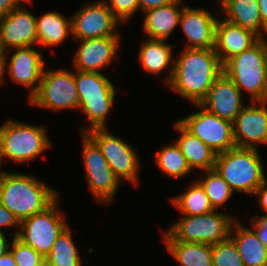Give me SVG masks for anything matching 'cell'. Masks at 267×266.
Masks as SVG:
<instances>
[{
  "label": "cell",
  "mask_w": 267,
  "mask_h": 266,
  "mask_svg": "<svg viewBox=\"0 0 267 266\" xmlns=\"http://www.w3.org/2000/svg\"><path fill=\"white\" fill-rule=\"evenodd\" d=\"M171 65L168 86L195 105L206 98L214 80L223 73L214 49L187 48Z\"/></svg>",
  "instance_id": "1"
},
{
  "label": "cell",
  "mask_w": 267,
  "mask_h": 266,
  "mask_svg": "<svg viewBox=\"0 0 267 266\" xmlns=\"http://www.w3.org/2000/svg\"><path fill=\"white\" fill-rule=\"evenodd\" d=\"M58 195L33 176L0 172V202L19 221L43 212L59 198Z\"/></svg>",
  "instance_id": "2"
},
{
  "label": "cell",
  "mask_w": 267,
  "mask_h": 266,
  "mask_svg": "<svg viewBox=\"0 0 267 266\" xmlns=\"http://www.w3.org/2000/svg\"><path fill=\"white\" fill-rule=\"evenodd\" d=\"M225 73L242 92L251 94V101H267V41L260 38L246 51L223 65Z\"/></svg>",
  "instance_id": "3"
},
{
  "label": "cell",
  "mask_w": 267,
  "mask_h": 266,
  "mask_svg": "<svg viewBox=\"0 0 267 266\" xmlns=\"http://www.w3.org/2000/svg\"><path fill=\"white\" fill-rule=\"evenodd\" d=\"M214 169L232 191L251 195L266 179L257 149L235 146L217 154Z\"/></svg>",
  "instance_id": "4"
},
{
  "label": "cell",
  "mask_w": 267,
  "mask_h": 266,
  "mask_svg": "<svg viewBox=\"0 0 267 266\" xmlns=\"http://www.w3.org/2000/svg\"><path fill=\"white\" fill-rule=\"evenodd\" d=\"M233 218L216 210L197 216L185 215L164 233V241L214 245L230 237Z\"/></svg>",
  "instance_id": "5"
},
{
  "label": "cell",
  "mask_w": 267,
  "mask_h": 266,
  "mask_svg": "<svg viewBox=\"0 0 267 266\" xmlns=\"http://www.w3.org/2000/svg\"><path fill=\"white\" fill-rule=\"evenodd\" d=\"M74 80L79 96V108L91 122L90 130L105 127V117L115 97V89L109 79L100 72L75 71Z\"/></svg>",
  "instance_id": "6"
},
{
  "label": "cell",
  "mask_w": 267,
  "mask_h": 266,
  "mask_svg": "<svg viewBox=\"0 0 267 266\" xmlns=\"http://www.w3.org/2000/svg\"><path fill=\"white\" fill-rule=\"evenodd\" d=\"M0 127V164L6 157L17 162L30 161L50 147L45 127L7 120Z\"/></svg>",
  "instance_id": "7"
},
{
  "label": "cell",
  "mask_w": 267,
  "mask_h": 266,
  "mask_svg": "<svg viewBox=\"0 0 267 266\" xmlns=\"http://www.w3.org/2000/svg\"><path fill=\"white\" fill-rule=\"evenodd\" d=\"M58 201L43 212L21 220L19 230L14 235L44 257L50 252L57 237L68 227L57 209Z\"/></svg>",
  "instance_id": "8"
},
{
  "label": "cell",
  "mask_w": 267,
  "mask_h": 266,
  "mask_svg": "<svg viewBox=\"0 0 267 266\" xmlns=\"http://www.w3.org/2000/svg\"><path fill=\"white\" fill-rule=\"evenodd\" d=\"M28 100L37 107L58 111L79 108L74 72L63 68L56 71L43 70L39 88Z\"/></svg>",
  "instance_id": "9"
},
{
  "label": "cell",
  "mask_w": 267,
  "mask_h": 266,
  "mask_svg": "<svg viewBox=\"0 0 267 266\" xmlns=\"http://www.w3.org/2000/svg\"><path fill=\"white\" fill-rule=\"evenodd\" d=\"M87 133L100 147L101 152L108 162L115 176L120 179L138 183L139 156L126 141L110 134L106 128L86 130Z\"/></svg>",
  "instance_id": "10"
},
{
  "label": "cell",
  "mask_w": 267,
  "mask_h": 266,
  "mask_svg": "<svg viewBox=\"0 0 267 266\" xmlns=\"http://www.w3.org/2000/svg\"><path fill=\"white\" fill-rule=\"evenodd\" d=\"M196 106L201 109L199 112L178 121L216 154L235 147L233 123L208 112L200 104Z\"/></svg>",
  "instance_id": "11"
},
{
  "label": "cell",
  "mask_w": 267,
  "mask_h": 266,
  "mask_svg": "<svg viewBox=\"0 0 267 266\" xmlns=\"http://www.w3.org/2000/svg\"><path fill=\"white\" fill-rule=\"evenodd\" d=\"M72 38L86 40L106 36H119L115 31L120 21L109 9L105 0L84 5L73 17Z\"/></svg>",
  "instance_id": "12"
},
{
  "label": "cell",
  "mask_w": 267,
  "mask_h": 266,
  "mask_svg": "<svg viewBox=\"0 0 267 266\" xmlns=\"http://www.w3.org/2000/svg\"><path fill=\"white\" fill-rule=\"evenodd\" d=\"M253 101L244 106L233 121V135L237 147L257 149L255 144H267V101Z\"/></svg>",
  "instance_id": "13"
},
{
  "label": "cell",
  "mask_w": 267,
  "mask_h": 266,
  "mask_svg": "<svg viewBox=\"0 0 267 266\" xmlns=\"http://www.w3.org/2000/svg\"><path fill=\"white\" fill-rule=\"evenodd\" d=\"M22 3L8 15L0 17V44L6 49L33 46L37 43L35 15L21 7Z\"/></svg>",
  "instance_id": "14"
},
{
  "label": "cell",
  "mask_w": 267,
  "mask_h": 266,
  "mask_svg": "<svg viewBox=\"0 0 267 266\" xmlns=\"http://www.w3.org/2000/svg\"><path fill=\"white\" fill-rule=\"evenodd\" d=\"M200 105L208 112L232 123L244 107L242 93L225 73L214 80Z\"/></svg>",
  "instance_id": "15"
},
{
  "label": "cell",
  "mask_w": 267,
  "mask_h": 266,
  "mask_svg": "<svg viewBox=\"0 0 267 266\" xmlns=\"http://www.w3.org/2000/svg\"><path fill=\"white\" fill-rule=\"evenodd\" d=\"M119 39V36H106L80 40V46L73 59L75 69L80 72L98 73V70L114 59Z\"/></svg>",
  "instance_id": "16"
},
{
  "label": "cell",
  "mask_w": 267,
  "mask_h": 266,
  "mask_svg": "<svg viewBox=\"0 0 267 266\" xmlns=\"http://www.w3.org/2000/svg\"><path fill=\"white\" fill-rule=\"evenodd\" d=\"M217 20L205 9L183 6L179 24L190 42L187 48L214 49Z\"/></svg>",
  "instance_id": "17"
},
{
  "label": "cell",
  "mask_w": 267,
  "mask_h": 266,
  "mask_svg": "<svg viewBox=\"0 0 267 266\" xmlns=\"http://www.w3.org/2000/svg\"><path fill=\"white\" fill-rule=\"evenodd\" d=\"M260 38L252 31L232 24L226 20H217L214 50L224 65L232 57L246 51Z\"/></svg>",
  "instance_id": "18"
},
{
  "label": "cell",
  "mask_w": 267,
  "mask_h": 266,
  "mask_svg": "<svg viewBox=\"0 0 267 266\" xmlns=\"http://www.w3.org/2000/svg\"><path fill=\"white\" fill-rule=\"evenodd\" d=\"M15 49L16 52L11 56L7 70L14 82L29 87L30 99L39 88L44 59L32 46Z\"/></svg>",
  "instance_id": "19"
},
{
  "label": "cell",
  "mask_w": 267,
  "mask_h": 266,
  "mask_svg": "<svg viewBox=\"0 0 267 266\" xmlns=\"http://www.w3.org/2000/svg\"><path fill=\"white\" fill-rule=\"evenodd\" d=\"M182 0H174L168 5L146 10V17L143 23L144 32L151 39L167 40L173 29L180 23L183 11L179 7Z\"/></svg>",
  "instance_id": "20"
},
{
  "label": "cell",
  "mask_w": 267,
  "mask_h": 266,
  "mask_svg": "<svg viewBox=\"0 0 267 266\" xmlns=\"http://www.w3.org/2000/svg\"><path fill=\"white\" fill-rule=\"evenodd\" d=\"M221 11L226 15L225 20L252 31L259 38H264L261 32L267 34V30L262 25L258 0H219ZM261 26V27H260Z\"/></svg>",
  "instance_id": "21"
},
{
  "label": "cell",
  "mask_w": 267,
  "mask_h": 266,
  "mask_svg": "<svg viewBox=\"0 0 267 266\" xmlns=\"http://www.w3.org/2000/svg\"><path fill=\"white\" fill-rule=\"evenodd\" d=\"M175 129L181 132V136L176 140V143L191 170L195 168L203 169L204 171L214 169L217 154L198 137L189 132L179 121L175 123Z\"/></svg>",
  "instance_id": "22"
},
{
  "label": "cell",
  "mask_w": 267,
  "mask_h": 266,
  "mask_svg": "<svg viewBox=\"0 0 267 266\" xmlns=\"http://www.w3.org/2000/svg\"><path fill=\"white\" fill-rule=\"evenodd\" d=\"M234 228L235 233H233ZM230 238L236 245L245 266H267V248L259 241L254 230L234 222Z\"/></svg>",
  "instance_id": "23"
},
{
  "label": "cell",
  "mask_w": 267,
  "mask_h": 266,
  "mask_svg": "<svg viewBox=\"0 0 267 266\" xmlns=\"http://www.w3.org/2000/svg\"><path fill=\"white\" fill-rule=\"evenodd\" d=\"M37 43L43 47L55 46L65 40L72 32V21L57 12H48L36 18Z\"/></svg>",
  "instance_id": "24"
},
{
  "label": "cell",
  "mask_w": 267,
  "mask_h": 266,
  "mask_svg": "<svg viewBox=\"0 0 267 266\" xmlns=\"http://www.w3.org/2000/svg\"><path fill=\"white\" fill-rule=\"evenodd\" d=\"M181 266H213L212 245L182 241H164Z\"/></svg>",
  "instance_id": "25"
},
{
  "label": "cell",
  "mask_w": 267,
  "mask_h": 266,
  "mask_svg": "<svg viewBox=\"0 0 267 266\" xmlns=\"http://www.w3.org/2000/svg\"><path fill=\"white\" fill-rule=\"evenodd\" d=\"M171 49V45H167L165 40L149 38L140 47L141 66L149 73L160 74L165 68L171 66L173 59Z\"/></svg>",
  "instance_id": "26"
},
{
  "label": "cell",
  "mask_w": 267,
  "mask_h": 266,
  "mask_svg": "<svg viewBox=\"0 0 267 266\" xmlns=\"http://www.w3.org/2000/svg\"><path fill=\"white\" fill-rule=\"evenodd\" d=\"M172 203L183 216H197L214 211L204 188L197 181L185 193L172 198Z\"/></svg>",
  "instance_id": "27"
},
{
  "label": "cell",
  "mask_w": 267,
  "mask_h": 266,
  "mask_svg": "<svg viewBox=\"0 0 267 266\" xmlns=\"http://www.w3.org/2000/svg\"><path fill=\"white\" fill-rule=\"evenodd\" d=\"M72 235L67 227L55 240L53 247L45 257L46 266H81Z\"/></svg>",
  "instance_id": "28"
},
{
  "label": "cell",
  "mask_w": 267,
  "mask_h": 266,
  "mask_svg": "<svg viewBox=\"0 0 267 266\" xmlns=\"http://www.w3.org/2000/svg\"><path fill=\"white\" fill-rule=\"evenodd\" d=\"M87 182L93 195L102 203H109L116 194L119 179L111 169L86 171Z\"/></svg>",
  "instance_id": "29"
},
{
  "label": "cell",
  "mask_w": 267,
  "mask_h": 266,
  "mask_svg": "<svg viewBox=\"0 0 267 266\" xmlns=\"http://www.w3.org/2000/svg\"><path fill=\"white\" fill-rule=\"evenodd\" d=\"M155 156L158 166L171 177L180 178L192 172L176 142L159 150Z\"/></svg>",
  "instance_id": "30"
},
{
  "label": "cell",
  "mask_w": 267,
  "mask_h": 266,
  "mask_svg": "<svg viewBox=\"0 0 267 266\" xmlns=\"http://www.w3.org/2000/svg\"><path fill=\"white\" fill-rule=\"evenodd\" d=\"M203 180L198 181L204 188L214 210L224 205L232 194V190L215 169L207 170Z\"/></svg>",
  "instance_id": "31"
},
{
  "label": "cell",
  "mask_w": 267,
  "mask_h": 266,
  "mask_svg": "<svg viewBox=\"0 0 267 266\" xmlns=\"http://www.w3.org/2000/svg\"><path fill=\"white\" fill-rule=\"evenodd\" d=\"M212 257L213 266H245L230 237L212 245Z\"/></svg>",
  "instance_id": "32"
},
{
  "label": "cell",
  "mask_w": 267,
  "mask_h": 266,
  "mask_svg": "<svg viewBox=\"0 0 267 266\" xmlns=\"http://www.w3.org/2000/svg\"><path fill=\"white\" fill-rule=\"evenodd\" d=\"M82 134L85 171L111 169L98 144L87 133Z\"/></svg>",
  "instance_id": "33"
},
{
  "label": "cell",
  "mask_w": 267,
  "mask_h": 266,
  "mask_svg": "<svg viewBox=\"0 0 267 266\" xmlns=\"http://www.w3.org/2000/svg\"><path fill=\"white\" fill-rule=\"evenodd\" d=\"M12 252L17 266H44L45 257L31 246L25 245L17 237L12 241Z\"/></svg>",
  "instance_id": "34"
},
{
  "label": "cell",
  "mask_w": 267,
  "mask_h": 266,
  "mask_svg": "<svg viewBox=\"0 0 267 266\" xmlns=\"http://www.w3.org/2000/svg\"><path fill=\"white\" fill-rule=\"evenodd\" d=\"M105 1L109 9L120 21L128 19L139 9L138 0H108Z\"/></svg>",
  "instance_id": "35"
},
{
  "label": "cell",
  "mask_w": 267,
  "mask_h": 266,
  "mask_svg": "<svg viewBox=\"0 0 267 266\" xmlns=\"http://www.w3.org/2000/svg\"><path fill=\"white\" fill-rule=\"evenodd\" d=\"M252 226L256 229L255 233L259 241L267 248V214L259 218L254 216Z\"/></svg>",
  "instance_id": "36"
},
{
  "label": "cell",
  "mask_w": 267,
  "mask_h": 266,
  "mask_svg": "<svg viewBox=\"0 0 267 266\" xmlns=\"http://www.w3.org/2000/svg\"><path fill=\"white\" fill-rule=\"evenodd\" d=\"M3 226L20 227V221L0 202V228Z\"/></svg>",
  "instance_id": "37"
},
{
  "label": "cell",
  "mask_w": 267,
  "mask_h": 266,
  "mask_svg": "<svg viewBox=\"0 0 267 266\" xmlns=\"http://www.w3.org/2000/svg\"><path fill=\"white\" fill-rule=\"evenodd\" d=\"M254 195L259 199V206L262 211L264 210L267 213V180L265 179L263 183L255 190Z\"/></svg>",
  "instance_id": "38"
},
{
  "label": "cell",
  "mask_w": 267,
  "mask_h": 266,
  "mask_svg": "<svg viewBox=\"0 0 267 266\" xmlns=\"http://www.w3.org/2000/svg\"><path fill=\"white\" fill-rule=\"evenodd\" d=\"M24 1L31 0H0V17L8 15L14 8Z\"/></svg>",
  "instance_id": "39"
},
{
  "label": "cell",
  "mask_w": 267,
  "mask_h": 266,
  "mask_svg": "<svg viewBox=\"0 0 267 266\" xmlns=\"http://www.w3.org/2000/svg\"><path fill=\"white\" fill-rule=\"evenodd\" d=\"M174 0H138L139 10L142 9L144 12L151 8L161 7L168 5Z\"/></svg>",
  "instance_id": "40"
},
{
  "label": "cell",
  "mask_w": 267,
  "mask_h": 266,
  "mask_svg": "<svg viewBox=\"0 0 267 266\" xmlns=\"http://www.w3.org/2000/svg\"><path fill=\"white\" fill-rule=\"evenodd\" d=\"M262 25L267 30V0H258Z\"/></svg>",
  "instance_id": "41"
},
{
  "label": "cell",
  "mask_w": 267,
  "mask_h": 266,
  "mask_svg": "<svg viewBox=\"0 0 267 266\" xmlns=\"http://www.w3.org/2000/svg\"><path fill=\"white\" fill-rule=\"evenodd\" d=\"M0 266H17L14 256L10 250L0 257Z\"/></svg>",
  "instance_id": "42"
},
{
  "label": "cell",
  "mask_w": 267,
  "mask_h": 266,
  "mask_svg": "<svg viewBox=\"0 0 267 266\" xmlns=\"http://www.w3.org/2000/svg\"><path fill=\"white\" fill-rule=\"evenodd\" d=\"M4 232L0 231V257L10 250L11 243L6 241Z\"/></svg>",
  "instance_id": "43"
},
{
  "label": "cell",
  "mask_w": 267,
  "mask_h": 266,
  "mask_svg": "<svg viewBox=\"0 0 267 266\" xmlns=\"http://www.w3.org/2000/svg\"><path fill=\"white\" fill-rule=\"evenodd\" d=\"M0 63H4V71L7 68L6 66V54L5 51L3 50L1 44H0Z\"/></svg>",
  "instance_id": "44"
},
{
  "label": "cell",
  "mask_w": 267,
  "mask_h": 266,
  "mask_svg": "<svg viewBox=\"0 0 267 266\" xmlns=\"http://www.w3.org/2000/svg\"><path fill=\"white\" fill-rule=\"evenodd\" d=\"M3 74H4V63H0V84L3 82Z\"/></svg>",
  "instance_id": "45"
}]
</instances>
